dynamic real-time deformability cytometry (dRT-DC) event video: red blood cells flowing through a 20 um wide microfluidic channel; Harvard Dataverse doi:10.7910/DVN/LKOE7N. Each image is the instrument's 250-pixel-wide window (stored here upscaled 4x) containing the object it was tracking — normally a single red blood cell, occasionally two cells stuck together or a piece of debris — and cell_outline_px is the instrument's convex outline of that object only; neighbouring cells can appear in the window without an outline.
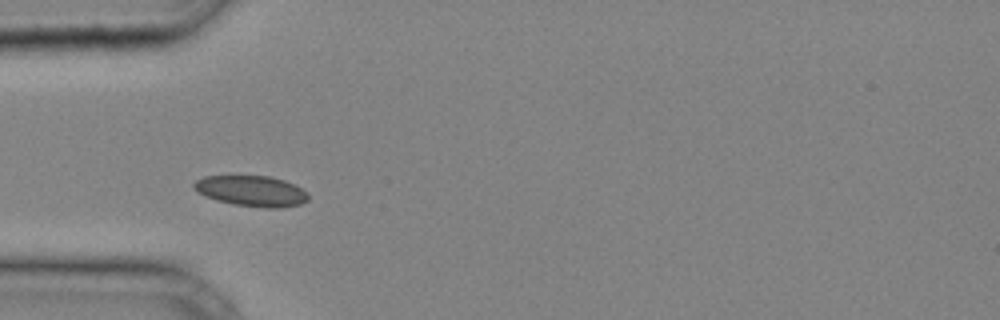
{"species": "common noctule bat (a hibernating species)", "species_latin": "Nyctalus noctula", "temperature_condition": "cold", "stored_images_in_passage": 21, "camera_frame_rate_fps": 3000, "um_per_image_px": 0.085, "animal": {"sex": "male", "body_mass_g": 20.4}, "frame": {"image": 1, "passage_image": 4, "time_ms": 1.0, "image_size_px": [1000, 320], "cell_outline_px": [[308, 200], [300, 204], [280, 208], [264, 208], [232, 204], [216, 200], [204, 196], [196, 192], [192, 188], [192, 184], [196, 180], [204, 176], [268, 176], [284, 180], [308, 192]], "centroid_in_image_um": [21.34, 16.24], "position_along_channel_um": 63.7, "area_um2": 20.58}}
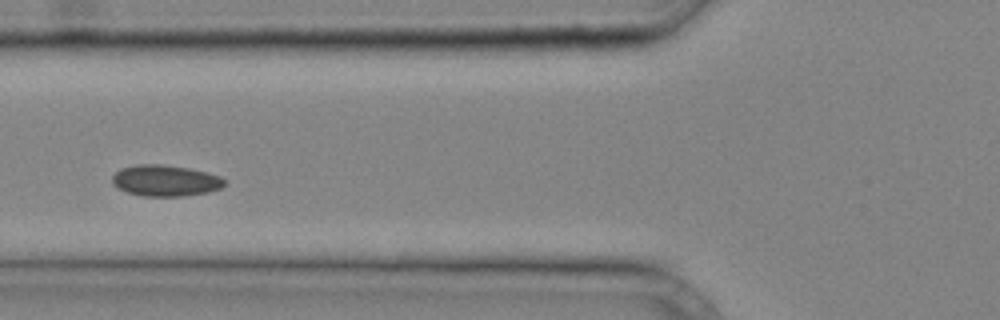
{"frame": {"image": 2, "passage_image": 7, "time_ms": 2.0, "image_size_px": [1000, 320], "cell_outline_px": [[224, 184], [220, 188], [208, 192], [184, 196], [144, 196], [128, 192], [116, 188], [112, 184], [112, 176], [120, 168], [136, 164], [160, 164], [188, 168], [220, 176], [224, 180]], "centroid_in_image_um": [14.0, 15.35], "position_along_channel_um": 111.8, "area_um2": 20.35}}